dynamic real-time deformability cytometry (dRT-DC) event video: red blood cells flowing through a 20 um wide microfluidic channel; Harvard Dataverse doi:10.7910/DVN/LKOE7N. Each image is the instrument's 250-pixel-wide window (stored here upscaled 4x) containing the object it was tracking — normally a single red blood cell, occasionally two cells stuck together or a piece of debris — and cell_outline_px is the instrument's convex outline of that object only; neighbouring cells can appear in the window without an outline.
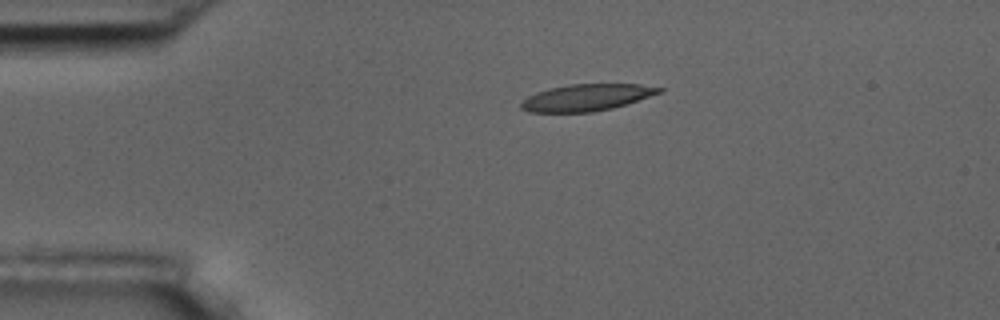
{"species": "common noctule bat (a hibernating species)", "species_latin": "Nyctalus noctula", "temperature_condition": "room temperature", "stored_images_in_passage": 2, "camera_frame_rate_fps": 3000, "um_per_image_px": 0.085, "animal": {"sex": "male", "body_mass_g": 17.5, "forearm_length_mm": 52.3}, "frame": {"image": 1, "passage_image": 1, "time_ms": 0.0, "image_size_px": [1000, 320], "cell_outline_px": [[664, 92], [612, 108], [592, 112], [528, 112], [520, 108], [520, 104], [528, 96], [536, 92], [568, 84], [640, 84], [664, 88]], "centroid_in_image_um": [49.88, 8.28], "position_along_channel_um": 35.1, "area_um2": 21.44}}